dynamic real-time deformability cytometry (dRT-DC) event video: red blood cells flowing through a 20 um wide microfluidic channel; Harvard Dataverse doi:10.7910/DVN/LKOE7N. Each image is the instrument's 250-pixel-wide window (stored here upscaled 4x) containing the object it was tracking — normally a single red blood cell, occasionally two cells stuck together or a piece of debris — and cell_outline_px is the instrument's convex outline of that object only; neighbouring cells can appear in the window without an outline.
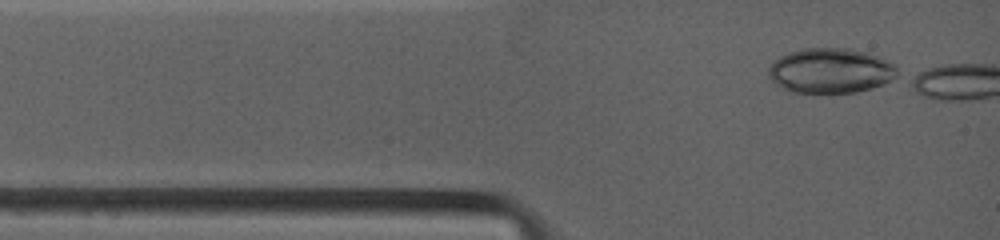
{"species": "common noctule bat (a hibernating species)", "species_latin": "Nyctalus noctula", "temperature_condition": "warm", "stored_images_in_passage": 3, "camera_frame_rate_fps": 4500, "um_per_image_px": 0.085, "animal": {"sex": "female", "body_mass_g": 19.0, "forearm_length_mm": 53.3}, "frame": {"image": 1, "passage_image": 1, "time_ms": 0.0, "image_size_px": [1000, 240], "cell_outline_px": [[896, 76], [884, 84], [872, 88], [856, 92], [792, 92], [776, 84], [768, 76], [768, 68], [780, 56], [804, 48], [844, 48], [868, 52], [880, 56], [896, 64]], "centroid_in_image_um": [70.63, 6.0], "position_along_channel_um": 14.4, "area_um2": 33.58}}